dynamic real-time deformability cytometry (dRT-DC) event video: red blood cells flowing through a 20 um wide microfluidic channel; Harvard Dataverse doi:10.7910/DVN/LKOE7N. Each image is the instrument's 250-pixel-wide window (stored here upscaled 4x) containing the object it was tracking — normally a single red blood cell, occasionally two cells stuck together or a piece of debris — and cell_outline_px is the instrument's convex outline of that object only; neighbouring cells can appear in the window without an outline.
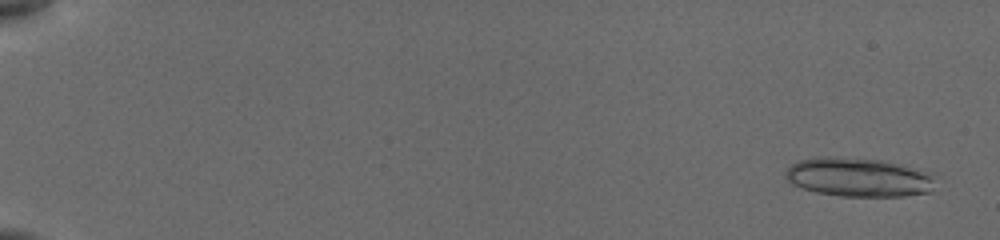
{"species": "common noctule bat (a hibernating species)", "species_latin": "Nyctalus noctula", "temperature_condition": "cold", "stored_images_in_passage": 31, "camera_frame_rate_fps": 3000, "um_per_image_px": 0.085, "animal": {"sex": "female", "body_mass_g": 19.5, "forearm_length_mm": 54.1}, "frame": {"image": 1, "passage_image": 4, "time_ms": 0.667, "image_size_px": [1000, 240], "cell_outline_px": [[932, 180], [928, 192], [904, 196], [840, 196], [816, 192], [792, 184], [784, 176], [784, 172], [792, 164], [800, 160], [828, 156], [836, 156], [880, 160], [908, 168], [932, 176]], "centroid_in_image_um": [72.83, 15.07], "position_along_channel_um": 12.2, "area_um2": 33.0}}